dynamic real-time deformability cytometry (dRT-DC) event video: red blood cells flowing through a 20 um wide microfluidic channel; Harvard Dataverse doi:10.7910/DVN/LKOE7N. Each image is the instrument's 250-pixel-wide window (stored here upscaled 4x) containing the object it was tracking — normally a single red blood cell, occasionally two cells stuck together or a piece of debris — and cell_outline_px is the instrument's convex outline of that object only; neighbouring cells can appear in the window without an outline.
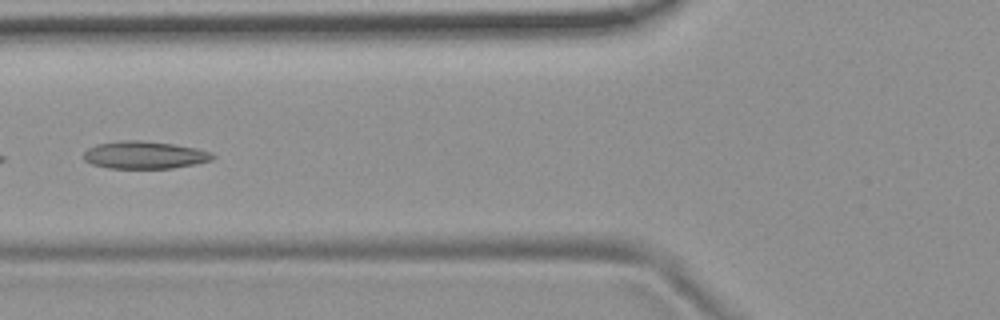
{"species": "common noctule bat (a hibernating species)", "species_latin": "Nyctalus noctula", "temperature_condition": "room temperature", "stored_images_in_passage": 7, "camera_frame_rate_fps": 3000, "um_per_image_px": 0.085, "animal": {"sex": "female", "body_mass_g": 19.9}, "frame": {"image": 1, "passage_image": 5, "time_ms": 1.333, "image_size_px": [1000, 320], "cell_outline_px": [[216, 156], [212, 160], [196, 164], [172, 168], [108, 168], [92, 164], [84, 160], [84, 152], [88, 148], [96, 144], [120, 140], [140, 140], [172, 144], [196, 148], [212, 152]], "centroid_in_image_um": [12.29, 13.17], "position_along_channel_um": 113.5, "area_um2": 20.75}}
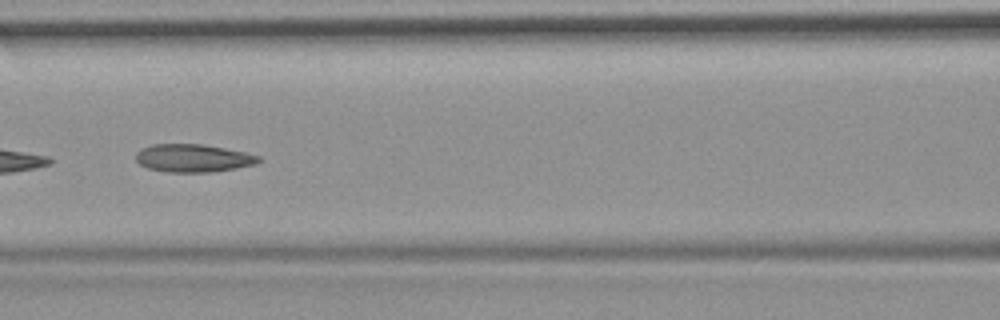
{"frame": {"image": 2, "passage_image": 6, "time_ms": 1.667, "image_size_px": [1000, 320], "cell_outline_px": [[260, 160], [256, 164], [236, 168], [212, 172], [168, 172], [148, 168], [140, 164], [136, 160], [136, 152], [140, 148], [152, 144], [204, 144], [244, 152], [260, 156]], "centroid_in_image_um": [16.39, 13.43], "position_along_channel_um": 150.2, "area_um2": 20.0}}
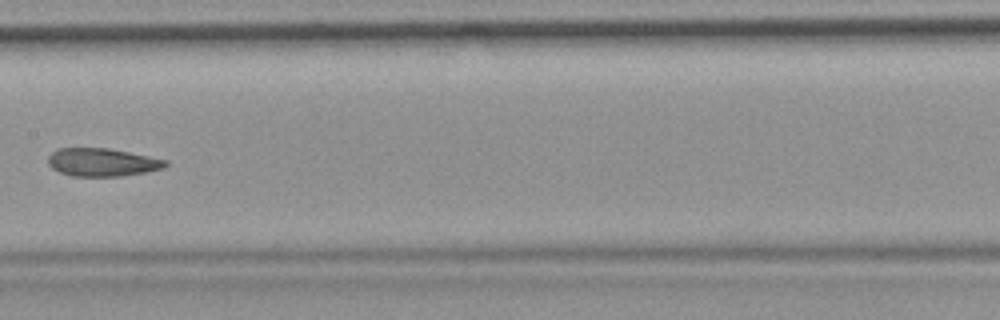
{"frame": {"image": 3, "passage_image": 7, "time_ms": 2.0, "image_size_px": [1000, 320], "cell_outline_px": [[168, 164], [164, 168], [144, 172], [120, 176], [72, 176], [60, 172], [52, 168], [48, 164], [48, 156], [56, 148], [108, 148], [168, 160]], "centroid_in_image_um": [8.67, 13.79], "position_along_channel_um": 198.7, "area_um2": 19.13}}